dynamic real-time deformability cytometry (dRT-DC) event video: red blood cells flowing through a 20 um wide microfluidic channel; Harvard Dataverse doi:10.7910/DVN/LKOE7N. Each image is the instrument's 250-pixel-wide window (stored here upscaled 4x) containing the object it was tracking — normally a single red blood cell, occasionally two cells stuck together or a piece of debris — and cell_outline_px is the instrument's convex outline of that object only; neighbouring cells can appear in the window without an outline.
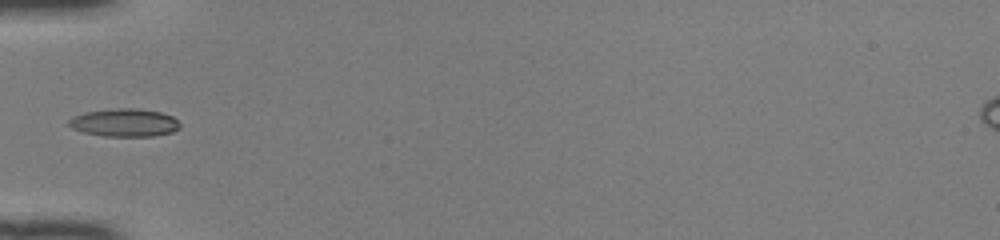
{"species": "common noctule bat (a hibernating species)", "species_latin": "Nyctalus noctula", "temperature_condition": "room temperature", "stored_images_in_passage": 33, "camera_frame_rate_fps": 3000, "um_per_image_px": 0.085, "animal": {"sex": "female", "body_mass_g": 22.0, "forearm_length_mm": 56.7}, "frame": {"image": 1, "passage_image": 1, "time_ms": 0.0, "image_size_px": [1000, 240], "cell_outline_px": [[180, 128], [172, 132], [156, 136], [104, 136], [84, 132], [72, 128], [68, 124], [68, 120], [72, 116], [84, 112], [116, 108], [136, 108], [160, 112], [172, 116], [180, 124]], "centroid_in_image_um": [10.57, 10.42], "position_along_channel_um": 74.4, "area_um2": 18.15}}
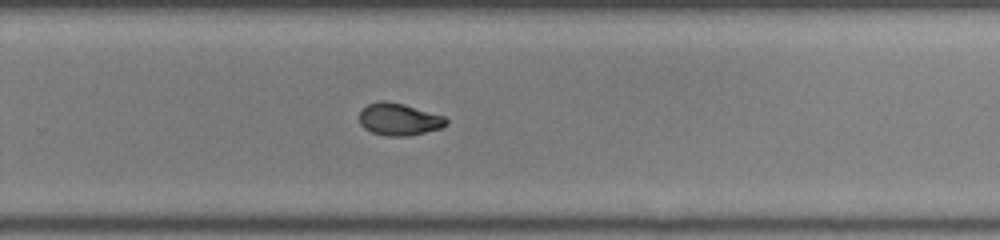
{"frame": {"image": 2, "passage_image": 17, "time_ms": 5.333, "image_size_px": [1000, 240], "cell_outline_px": [[448, 124], [440, 128], [408, 136], [388, 136], [372, 132], [364, 128], [360, 124], [360, 112], [368, 104], [380, 100], [384, 100], [404, 104], [444, 116], [448, 120]], "centroid_in_image_um": [33.92, 10.14], "position_along_channel_um": 295.9, "area_um2": 16.18}}
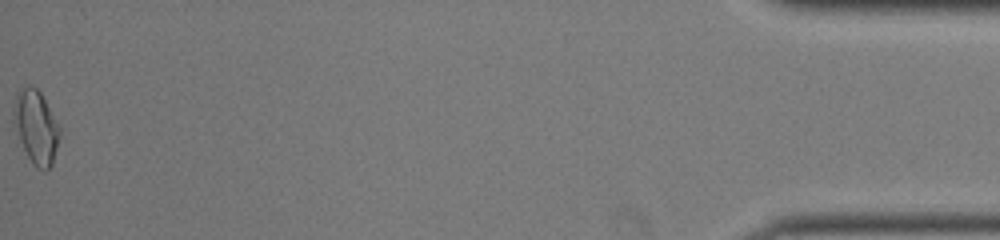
{"frame": {"image": 3, "passage_image": 33, "time_ms": 10.667, "image_size_px": [1000, 240], "cell_outline_px": [[60, 136], [52, 164], [44, 172], [36, 168], [32, 164], [20, 140], [12, 120], [12, 108], [16, 92], [20, 88], [36, 88], [40, 92], [60, 128]], "centroid_in_image_um": [3.04, 10.82], "position_along_channel_um": 432.2, "area_um2": 19.54}, "authors_computed_cell_mechanics": {"area_um2": 16.5886, "velocity_mm_per_s": 4.1609, "shape_relaxation_time_tau1_ms": null, "shape_relaxation_time_tau2_ms": 2.3486, "deformation_change_tau1": null, "deformation_change_tau2": 0.0663}}